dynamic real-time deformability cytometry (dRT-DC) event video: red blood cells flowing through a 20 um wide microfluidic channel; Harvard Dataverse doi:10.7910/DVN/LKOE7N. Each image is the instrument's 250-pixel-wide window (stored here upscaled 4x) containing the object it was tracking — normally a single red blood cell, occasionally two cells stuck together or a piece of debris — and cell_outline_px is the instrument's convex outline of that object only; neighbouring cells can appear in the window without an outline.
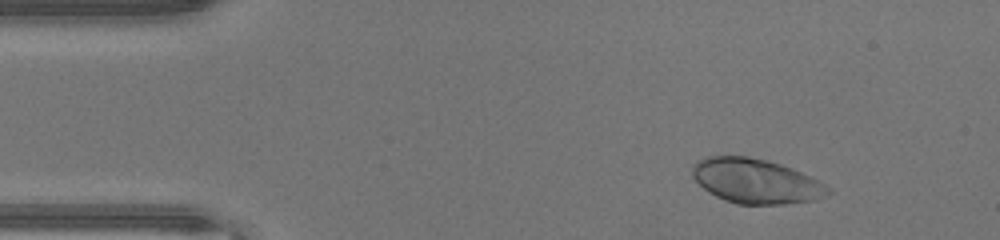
{"species": "human", "species_latin": "Homo sapiens", "temperature_condition": "warm", "stored_images_in_passage": 46, "camera_frame_rate_fps": 3000, "um_per_image_px": 0.085, "donor": {"sex": "male"}, "frame": {"image": 1, "passage_image": 6, "time_ms": 1.667, "image_size_px": [1000, 240], "cell_outline_px": [[832, 192], [816, 200], [784, 204], [736, 204], [724, 200], [708, 192], [692, 176], [692, 164], [696, 160], [704, 156], [748, 156], [768, 160], [792, 168], [820, 180], [832, 188]], "centroid_in_image_um": [64.26, 15.38], "position_along_channel_um": 20.7, "area_um2": 35.72}}
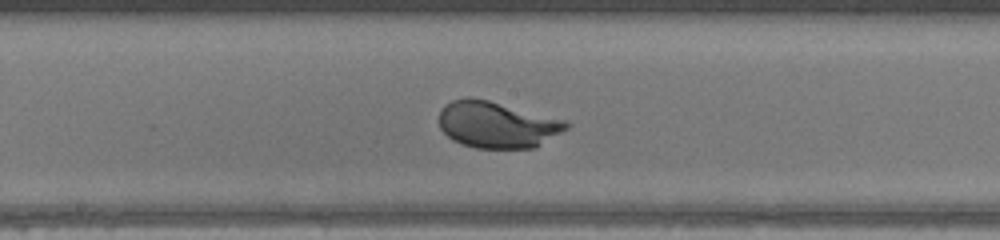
{"frame": {"image": 2, "passage_image": 24, "time_ms": 7.667, "image_size_px": [1000, 240], "cell_outline_px": [[572, 124], [568, 128], [536, 148], [476, 148], [460, 144], [452, 140], [440, 128], [440, 108], [444, 104], [452, 100], [468, 96], [488, 100], [564, 120]], "centroid_in_image_um": [42.23, 10.6], "position_along_channel_um": 206.0, "area_um2": 34.51}}
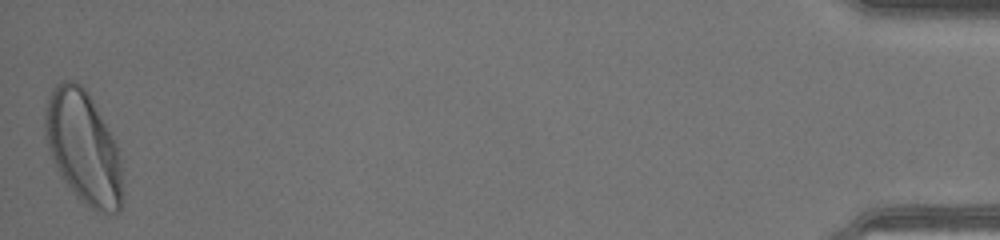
{"frame": {"image": 3, "passage_image": 46, "time_ms": 15.0, "image_size_px": [1000, 240], "cell_outline_px": [[124, 204], [116, 212], [104, 212], [92, 208], [80, 200], [76, 196], [64, 180], [52, 160], [44, 136], [44, 116], [48, 96], [52, 88], [56, 84], [64, 80], [72, 80], [80, 84], [88, 92], [116, 144], [120, 156], [124, 176]], "centroid_in_image_um": [7.1, 12.55], "position_along_channel_um": 428.1, "area_um2": 51.21}, "authors_computed_cell_mechanics": {"area_um2": 34.5066, "velocity_mm_per_s": 4.451, "shape_relaxation_time_tau1_ms": 1.8991, "shape_relaxation_time_tau2_ms": null, "deformation_change_tau1": 0.1853, "deformation_change_tau2": null}}